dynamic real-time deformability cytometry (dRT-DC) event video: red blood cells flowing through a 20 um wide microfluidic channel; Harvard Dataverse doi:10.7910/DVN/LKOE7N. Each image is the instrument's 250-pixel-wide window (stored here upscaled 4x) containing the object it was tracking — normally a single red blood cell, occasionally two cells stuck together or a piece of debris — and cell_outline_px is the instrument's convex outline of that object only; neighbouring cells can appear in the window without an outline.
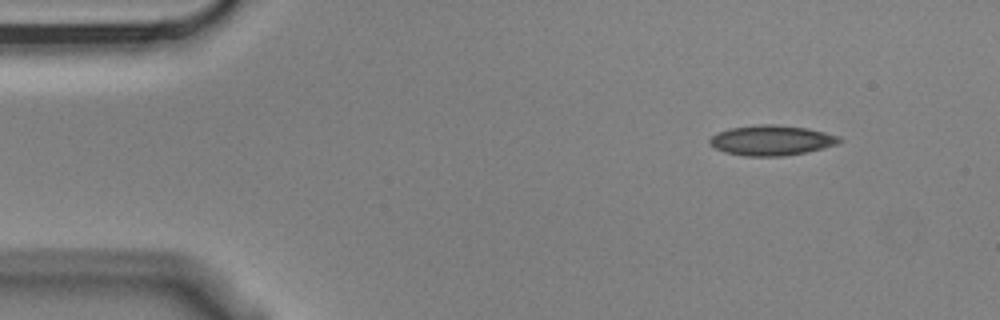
{"species": "Egyptian fruit bat (a non-hibernating species)", "species_latin": "Rousettus aegyptiacus", "temperature_condition": "cold", "stored_images_in_passage": 3, "camera_frame_rate_fps": 3000, "um_per_image_px": 0.085, "animal": {"sex": "male"}, "frame": {"image": 1, "passage_image": 1, "time_ms": 0.0, "image_size_px": [1000, 320], "cell_outline_px": [[844, 140], [836, 144], [824, 148], [808, 152], [784, 156], [744, 156], [724, 152], [708, 144], [708, 140], [712, 136], [720, 132], [732, 128], [760, 124], [772, 124], [808, 128], [840, 136]], "centroid_in_image_um": [65.61, 11.94], "position_along_channel_um": 19.4, "area_um2": 22.83}}
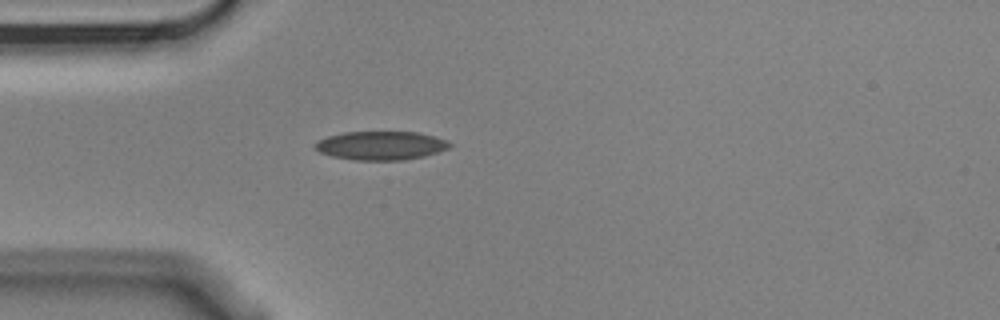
{"frame": {"image": 2, "passage_image": 3, "time_ms": 0.667, "image_size_px": [1000, 320], "cell_outline_px": [[452, 144], [448, 148], [424, 156], [404, 160], [352, 160], [332, 156], [320, 152], [312, 144], [316, 140], [328, 136], [344, 132], [416, 132], [448, 140]], "centroid_in_image_um": [32.33, 12.37], "position_along_channel_um": 52.7, "area_um2": 22.48}}